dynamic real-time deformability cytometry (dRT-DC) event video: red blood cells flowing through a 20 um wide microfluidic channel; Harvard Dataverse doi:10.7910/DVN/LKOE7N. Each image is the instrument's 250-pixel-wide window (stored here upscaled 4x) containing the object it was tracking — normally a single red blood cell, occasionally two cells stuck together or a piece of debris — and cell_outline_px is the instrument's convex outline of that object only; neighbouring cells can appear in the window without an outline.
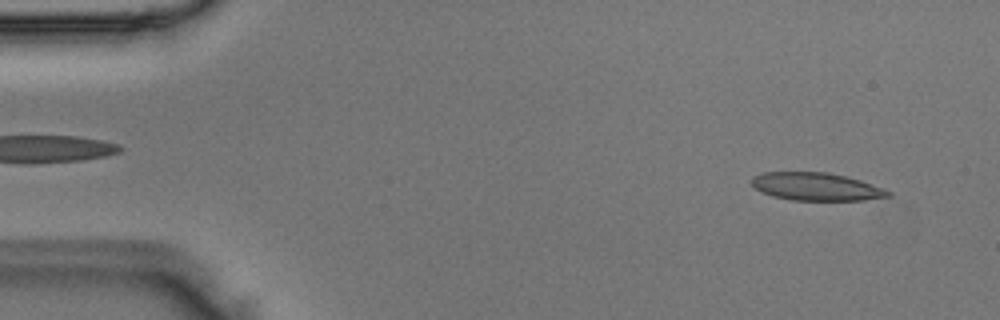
{"species": "Egyptian fruit bat (a non-hibernating species)", "species_latin": "Rousettus aegyptiacus", "temperature_condition": "room temperature", "stored_images_in_passage": 49, "camera_frame_rate_fps": 3000, "um_per_image_px": 0.085, "animal": {"sex": "male"}, "frame": {"image": 1, "passage_image": 3, "time_ms": 0.667, "image_size_px": [1000, 320], "cell_outline_px": [[892, 196], [864, 200], [792, 200], [772, 196], [760, 192], [752, 184], [752, 176], [760, 172], [828, 172], [860, 180], [884, 188], [892, 192]], "centroid_in_image_um": [69.38, 15.86], "position_along_channel_um": 15.6, "area_um2": 22.25}}
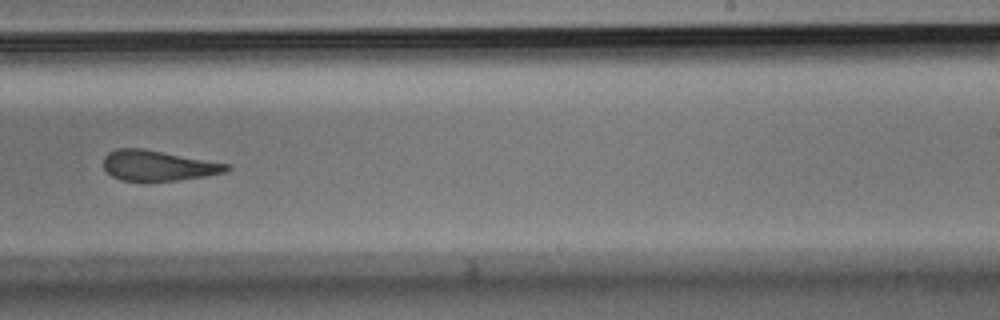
{"frame": {"image": 2, "passage_image": 30, "time_ms": 9.667, "image_size_px": [1000, 320], "cell_outline_px": [[232, 168], [224, 172], [204, 176], [176, 180], [120, 180], [112, 176], [104, 168], [104, 156], [108, 152], [116, 148], [144, 148], [228, 164]], "centroid_in_image_um": [13.4, 14.05], "position_along_channel_um": 275.6, "area_um2": 21.5}}
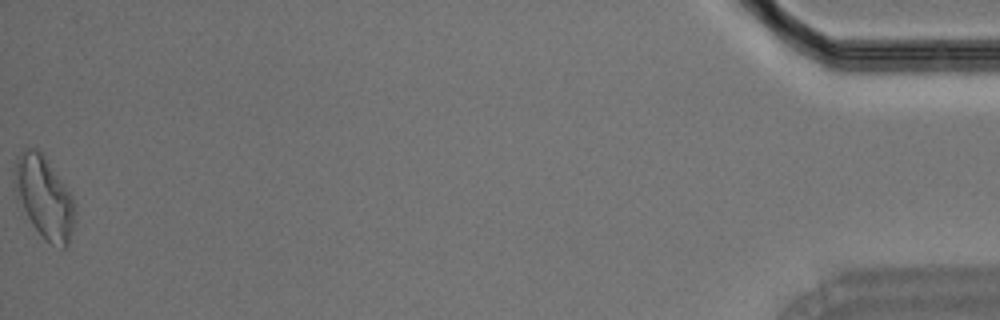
{"frame": {"image": 3, "passage_image": 49, "time_ms": 16.0, "image_size_px": [1000, 320], "cell_outline_px": [[76, 212], [68, 244], [64, 248], [52, 244], [44, 240], [32, 224], [16, 196], [12, 172], [16, 156], [24, 148], [36, 148], [44, 156], [64, 184], [72, 196], [76, 204]], "centroid_in_image_um": [3.73, 16.75], "position_along_channel_um": 431.5, "area_um2": 28.84}}